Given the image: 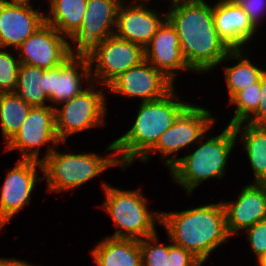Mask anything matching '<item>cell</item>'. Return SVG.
Returning a JSON list of instances; mask_svg holds the SVG:
<instances>
[{
  "mask_svg": "<svg viewBox=\"0 0 266 266\" xmlns=\"http://www.w3.org/2000/svg\"><path fill=\"white\" fill-rule=\"evenodd\" d=\"M45 70L36 66L21 64L15 90L16 96L24 102L33 106L46 105L45 99L49 97L45 94Z\"/></svg>",
  "mask_w": 266,
  "mask_h": 266,
  "instance_id": "cb8c5ba5",
  "label": "cell"
},
{
  "mask_svg": "<svg viewBox=\"0 0 266 266\" xmlns=\"http://www.w3.org/2000/svg\"><path fill=\"white\" fill-rule=\"evenodd\" d=\"M238 4L248 15L250 22L256 28L260 20L261 13L266 11V0H232ZM265 6V7H264Z\"/></svg>",
  "mask_w": 266,
  "mask_h": 266,
  "instance_id": "1f68e13d",
  "label": "cell"
},
{
  "mask_svg": "<svg viewBox=\"0 0 266 266\" xmlns=\"http://www.w3.org/2000/svg\"><path fill=\"white\" fill-rule=\"evenodd\" d=\"M123 5L124 3H121L118 8L116 25L118 33L115 35L145 48L167 19V14L163 16V20L157 12L145 8L142 4L126 7Z\"/></svg>",
  "mask_w": 266,
  "mask_h": 266,
  "instance_id": "ffe728a7",
  "label": "cell"
},
{
  "mask_svg": "<svg viewBox=\"0 0 266 266\" xmlns=\"http://www.w3.org/2000/svg\"><path fill=\"white\" fill-rule=\"evenodd\" d=\"M236 138L233 126L227 125L218 136L200 142V147L190 155L182 158L171 156L165 164L171 170L174 181L184 187L190 196L204 180L223 177Z\"/></svg>",
  "mask_w": 266,
  "mask_h": 266,
  "instance_id": "277c9868",
  "label": "cell"
},
{
  "mask_svg": "<svg viewBox=\"0 0 266 266\" xmlns=\"http://www.w3.org/2000/svg\"><path fill=\"white\" fill-rule=\"evenodd\" d=\"M202 262L191 252L175 244L169 245L167 266H201Z\"/></svg>",
  "mask_w": 266,
  "mask_h": 266,
  "instance_id": "4dcf8cb0",
  "label": "cell"
},
{
  "mask_svg": "<svg viewBox=\"0 0 266 266\" xmlns=\"http://www.w3.org/2000/svg\"><path fill=\"white\" fill-rule=\"evenodd\" d=\"M174 88L164 97L141 102L132 128L116 139L115 150L122 170L133 159H142L157 143L159 137L169 129L190 103L173 101L178 98Z\"/></svg>",
  "mask_w": 266,
  "mask_h": 266,
  "instance_id": "3957f363",
  "label": "cell"
},
{
  "mask_svg": "<svg viewBox=\"0 0 266 266\" xmlns=\"http://www.w3.org/2000/svg\"><path fill=\"white\" fill-rule=\"evenodd\" d=\"M260 94V80L237 92L229 101L231 105L236 104V111L228 125L245 122L257 110Z\"/></svg>",
  "mask_w": 266,
  "mask_h": 266,
  "instance_id": "4316f807",
  "label": "cell"
},
{
  "mask_svg": "<svg viewBox=\"0 0 266 266\" xmlns=\"http://www.w3.org/2000/svg\"><path fill=\"white\" fill-rule=\"evenodd\" d=\"M260 100L257 110L245 121L255 125H266V70L260 78Z\"/></svg>",
  "mask_w": 266,
  "mask_h": 266,
  "instance_id": "d6a6232c",
  "label": "cell"
},
{
  "mask_svg": "<svg viewBox=\"0 0 266 266\" xmlns=\"http://www.w3.org/2000/svg\"><path fill=\"white\" fill-rule=\"evenodd\" d=\"M50 141L56 146L60 143L56 132L55 107L33 106L19 131L7 143L5 151L18 149L22 159L41 161L38 158L39 150Z\"/></svg>",
  "mask_w": 266,
  "mask_h": 266,
  "instance_id": "9c48e42d",
  "label": "cell"
},
{
  "mask_svg": "<svg viewBox=\"0 0 266 266\" xmlns=\"http://www.w3.org/2000/svg\"><path fill=\"white\" fill-rule=\"evenodd\" d=\"M229 236L266 219V183L250 184L241 190L237 201L223 202Z\"/></svg>",
  "mask_w": 266,
  "mask_h": 266,
  "instance_id": "ac0fdd59",
  "label": "cell"
},
{
  "mask_svg": "<svg viewBox=\"0 0 266 266\" xmlns=\"http://www.w3.org/2000/svg\"><path fill=\"white\" fill-rule=\"evenodd\" d=\"M85 54L89 59L93 83H96L94 80L97 78L106 88L122 73L145 60L144 48L141 45L121 39L115 34L95 43ZM94 61L97 64L95 72L92 73Z\"/></svg>",
  "mask_w": 266,
  "mask_h": 266,
  "instance_id": "52a82bcc",
  "label": "cell"
},
{
  "mask_svg": "<svg viewBox=\"0 0 266 266\" xmlns=\"http://www.w3.org/2000/svg\"><path fill=\"white\" fill-rule=\"evenodd\" d=\"M98 266H142L139 240L107 237L91 250Z\"/></svg>",
  "mask_w": 266,
  "mask_h": 266,
  "instance_id": "44dd1931",
  "label": "cell"
},
{
  "mask_svg": "<svg viewBox=\"0 0 266 266\" xmlns=\"http://www.w3.org/2000/svg\"><path fill=\"white\" fill-rule=\"evenodd\" d=\"M32 106L15 93H0V122L2 134L8 143L27 118Z\"/></svg>",
  "mask_w": 266,
  "mask_h": 266,
  "instance_id": "484cf974",
  "label": "cell"
},
{
  "mask_svg": "<svg viewBox=\"0 0 266 266\" xmlns=\"http://www.w3.org/2000/svg\"><path fill=\"white\" fill-rule=\"evenodd\" d=\"M247 239L253 253L259 258L266 253V219L246 229Z\"/></svg>",
  "mask_w": 266,
  "mask_h": 266,
  "instance_id": "f546056e",
  "label": "cell"
},
{
  "mask_svg": "<svg viewBox=\"0 0 266 266\" xmlns=\"http://www.w3.org/2000/svg\"><path fill=\"white\" fill-rule=\"evenodd\" d=\"M8 2L30 4V0H10V1H8Z\"/></svg>",
  "mask_w": 266,
  "mask_h": 266,
  "instance_id": "d590c367",
  "label": "cell"
},
{
  "mask_svg": "<svg viewBox=\"0 0 266 266\" xmlns=\"http://www.w3.org/2000/svg\"><path fill=\"white\" fill-rule=\"evenodd\" d=\"M160 214V223L167 229L171 243L191 252L202 263L230 237L223 202Z\"/></svg>",
  "mask_w": 266,
  "mask_h": 266,
  "instance_id": "7a4b0ae2",
  "label": "cell"
},
{
  "mask_svg": "<svg viewBox=\"0 0 266 266\" xmlns=\"http://www.w3.org/2000/svg\"><path fill=\"white\" fill-rule=\"evenodd\" d=\"M260 266H266V253L257 258Z\"/></svg>",
  "mask_w": 266,
  "mask_h": 266,
  "instance_id": "e575fe53",
  "label": "cell"
},
{
  "mask_svg": "<svg viewBox=\"0 0 266 266\" xmlns=\"http://www.w3.org/2000/svg\"><path fill=\"white\" fill-rule=\"evenodd\" d=\"M37 167L41 161L21 159L8 171L0 196V229L31 200V192L39 179Z\"/></svg>",
  "mask_w": 266,
  "mask_h": 266,
  "instance_id": "4fadbf2b",
  "label": "cell"
},
{
  "mask_svg": "<svg viewBox=\"0 0 266 266\" xmlns=\"http://www.w3.org/2000/svg\"><path fill=\"white\" fill-rule=\"evenodd\" d=\"M167 19L176 29L180 53L191 70L206 72L225 60L231 51L220 39L213 6L204 0H172Z\"/></svg>",
  "mask_w": 266,
  "mask_h": 266,
  "instance_id": "6da1fadb",
  "label": "cell"
},
{
  "mask_svg": "<svg viewBox=\"0 0 266 266\" xmlns=\"http://www.w3.org/2000/svg\"><path fill=\"white\" fill-rule=\"evenodd\" d=\"M145 60L174 83L177 70L191 69L180 53V42L174 26L166 19L144 48ZM176 70V71H175Z\"/></svg>",
  "mask_w": 266,
  "mask_h": 266,
  "instance_id": "e0dca14e",
  "label": "cell"
},
{
  "mask_svg": "<svg viewBox=\"0 0 266 266\" xmlns=\"http://www.w3.org/2000/svg\"><path fill=\"white\" fill-rule=\"evenodd\" d=\"M213 123L214 119L208 109L190 104L141 161L147 162L148 154L152 151H160L164 158L173 152L177 153L196 140L199 141L198 138L203 137Z\"/></svg>",
  "mask_w": 266,
  "mask_h": 266,
  "instance_id": "30bf717a",
  "label": "cell"
},
{
  "mask_svg": "<svg viewBox=\"0 0 266 266\" xmlns=\"http://www.w3.org/2000/svg\"><path fill=\"white\" fill-rule=\"evenodd\" d=\"M243 52L244 50L242 52L241 50H231L225 58V61L227 59L229 60V58L238 60V64H236V66L225 68V78L228 86L229 100L245 87L257 83L264 72L263 69L252 65L248 58H243Z\"/></svg>",
  "mask_w": 266,
  "mask_h": 266,
  "instance_id": "d4e9b609",
  "label": "cell"
},
{
  "mask_svg": "<svg viewBox=\"0 0 266 266\" xmlns=\"http://www.w3.org/2000/svg\"><path fill=\"white\" fill-rule=\"evenodd\" d=\"M106 201L102 208L109 213L115 222V238L144 239L156 234L155 221L160 223L161 214H151L146 207L147 199L138 190H120L103 184ZM124 230V231H123ZM126 231V232H125Z\"/></svg>",
  "mask_w": 266,
  "mask_h": 266,
  "instance_id": "8992f818",
  "label": "cell"
},
{
  "mask_svg": "<svg viewBox=\"0 0 266 266\" xmlns=\"http://www.w3.org/2000/svg\"><path fill=\"white\" fill-rule=\"evenodd\" d=\"M80 66L81 71L78 67ZM80 72V73H79ZM92 83L91 68L88 56L85 53H73L61 65L45 70V94L49 102L61 104L80 94L82 79Z\"/></svg>",
  "mask_w": 266,
  "mask_h": 266,
  "instance_id": "9a60e30c",
  "label": "cell"
},
{
  "mask_svg": "<svg viewBox=\"0 0 266 266\" xmlns=\"http://www.w3.org/2000/svg\"><path fill=\"white\" fill-rule=\"evenodd\" d=\"M243 124L244 130L241 129ZM233 129L236 136L242 132L241 140L255 174V183H266V125L241 122L233 125Z\"/></svg>",
  "mask_w": 266,
  "mask_h": 266,
  "instance_id": "7402d4cb",
  "label": "cell"
},
{
  "mask_svg": "<svg viewBox=\"0 0 266 266\" xmlns=\"http://www.w3.org/2000/svg\"><path fill=\"white\" fill-rule=\"evenodd\" d=\"M122 2V0H87L82 24L70 37L77 44L76 53H85L95 43L115 34L113 29H116L117 12Z\"/></svg>",
  "mask_w": 266,
  "mask_h": 266,
  "instance_id": "5bb4252c",
  "label": "cell"
},
{
  "mask_svg": "<svg viewBox=\"0 0 266 266\" xmlns=\"http://www.w3.org/2000/svg\"><path fill=\"white\" fill-rule=\"evenodd\" d=\"M16 49L21 64L43 69L61 65L74 53L64 36L46 22Z\"/></svg>",
  "mask_w": 266,
  "mask_h": 266,
  "instance_id": "8fae6325",
  "label": "cell"
},
{
  "mask_svg": "<svg viewBox=\"0 0 266 266\" xmlns=\"http://www.w3.org/2000/svg\"><path fill=\"white\" fill-rule=\"evenodd\" d=\"M107 88L111 93L141 97V102H147L164 97L174 87L171 80L144 60L122 73Z\"/></svg>",
  "mask_w": 266,
  "mask_h": 266,
  "instance_id": "7c38bea8",
  "label": "cell"
},
{
  "mask_svg": "<svg viewBox=\"0 0 266 266\" xmlns=\"http://www.w3.org/2000/svg\"><path fill=\"white\" fill-rule=\"evenodd\" d=\"M0 266H35L28 264L26 261H19L18 259L14 258H0Z\"/></svg>",
  "mask_w": 266,
  "mask_h": 266,
  "instance_id": "836d02e7",
  "label": "cell"
},
{
  "mask_svg": "<svg viewBox=\"0 0 266 266\" xmlns=\"http://www.w3.org/2000/svg\"><path fill=\"white\" fill-rule=\"evenodd\" d=\"M21 63L7 51L0 50V93H14Z\"/></svg>",
  "mask_w": 266,
  "mask_h": 266,
  "instance_id": "f1b7e54d",
  "label": "cell"
},
{
  "mask_svg": "<svg viewBox=\"0 0 266 266\" xmlns=\"http://www.w3.org/2000/svg\"><path fill=\"white\" fill-rule=\"evenodd\" d=\"M108 150L112 154L104 158L96 153L67 154L50 148L41 159V171L47 179L48 190L60 192L74 189L100 176L104 170L120 165L114 141L108 145Z\"/></svg>",
  "mask_w": 266,
  "mask_h": 266,
  "instance_id": "5b68a950",
  "label": "cell"
},
{
  "mask_svg": "<svg viewBox=\"0 0 266 266\" xmlns=\"http://www.w3.org/2000/svg\"><path fill=\"white\" fill-rule=\"evenodd\" d=\"M44 23L45 16L31 4L0 0V49H16Z\"/></svg>",
  "mask_w": 266,
  "mask_h": 266,
  "instance_id": "2e32d148",
  "label": "cell"
},
{
  "mask_svg": "<svg viewBox=\"0 0 266 266\" xmlns=\"http://www.w3.org/2000/svg\"><path fill=\"white\" fill-rule=\"evenodd\" d=\"M213 20L220 39L230 50H242L257 31L248 15L232 0H218L213 6Z\"/></svg>",
  "mask_w": 266,
  "mask_h": 266,
  "instance_id": "d6986e66",
  "label": "cell"
},
{
  "mask_svg": "<svg viewBox=\"0 0 266 266\" xmlns=\"http://www.w3.org/2000/svg\"><path fill=\"white\" fill-rule=\"evenodd\" d=\"M93 82L80 94L55 106L56 132L60 142L80 131L104 124L106 106L103 91L93 90Z\"/></svg>",
  "mask_w": 266,
  "mask_h": 266,
  "instance_id": "ba28073f",
  "label": "cell"
},
{
  "mask_svg": "<svg viewBox=\"0 0 266 266\" xmlns=\"http://www.w3.org/2000/svg\"><path fill=\"white\" fill-rule=\"evenodd\" d=\"M45 22L70 38L81 26L87 0H51ZM53 15V17L51 16Z\"/></svg>",
  "mask_w": 266,
  "mask_h": 266,
  "instance_id": "603a6c76",
  "label": "cell"
},
{
  "mask_svg": "<svg viewBox=\"0 0 266 266\" xmlns=\"http://www.w3.org/2000/svg\"><path fill=\"white\" fill-rule=\"evenodd\" d=\"M157 240V233L139 240L142 266H167L169 245L161 246Z\"/></svg>",
  "mask_w": 266,
  "mask_h": 266,
  "instance_id": "83f0119b",
  "label": "cell"
}]
</instances>
